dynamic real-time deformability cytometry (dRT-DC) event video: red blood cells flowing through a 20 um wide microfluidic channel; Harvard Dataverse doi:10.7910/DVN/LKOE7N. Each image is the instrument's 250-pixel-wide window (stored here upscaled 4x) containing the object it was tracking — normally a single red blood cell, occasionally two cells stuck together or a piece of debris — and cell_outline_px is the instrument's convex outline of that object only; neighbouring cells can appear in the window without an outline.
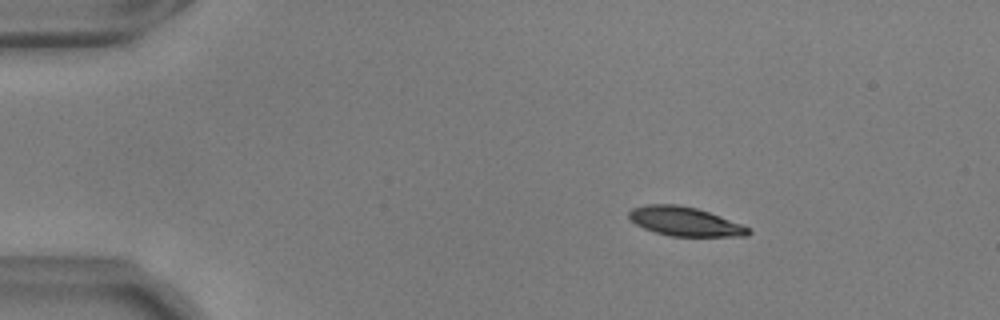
{"species": "common noctule bat (a hibernating species)", "species_latin": "Nyctalus noctula", "temperature_condition": "warm", "stored_images_in_passage": 47, "camera_frame_rate_fps": 3000, "um_per_image_px": 0.085, "animal": {"sex": "male", "body_mass_g": 17.9, "forearm_length_mm": 54.2}, "frame": {"image": 1, "passage_image": 1, "time_ms": 0.0, "image_size_px": [1000, 320], "cell_outline_px": [[752, 232], [748, 236], [672, 236], [656, 232], [644, 228], [628, 220], [628, 212], [632, 208], [648, 204], [676, 204], [696, 208], [720, 216], [740, 224], [748, 228]], "centroid_in_image_um": [58.17, 18.82], "position_along_channel_um": 26.8, "area_um2": 20.06}}
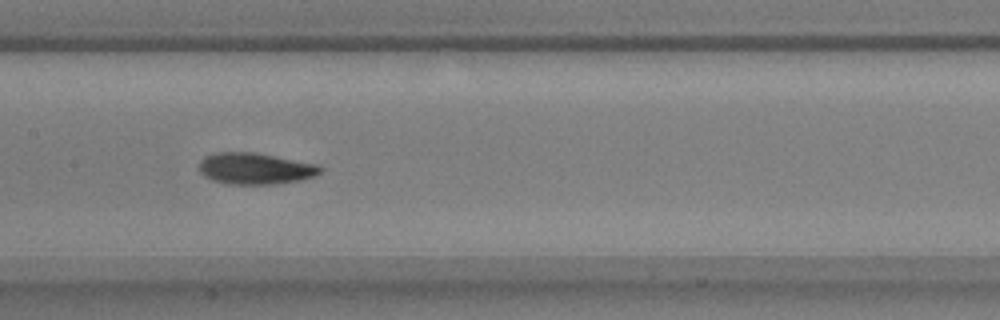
{"frame": {"image": 2, "passage_image": 20, "time_ms": 6.333, "image_size_px": [1000, 320], "cell_outline_px": [[324, 168], [316, 176], [300, 180], [272, 184], [224, 184], [212, 180], [204, 176], [200, 172], [200, 160], [204, 156], [216, 152], [252, 152], [320, 164]], "centroid_in_image_um": [21.7, 14.33], "position_along_channel_um": 185.7, "area_um2": 22.37}}
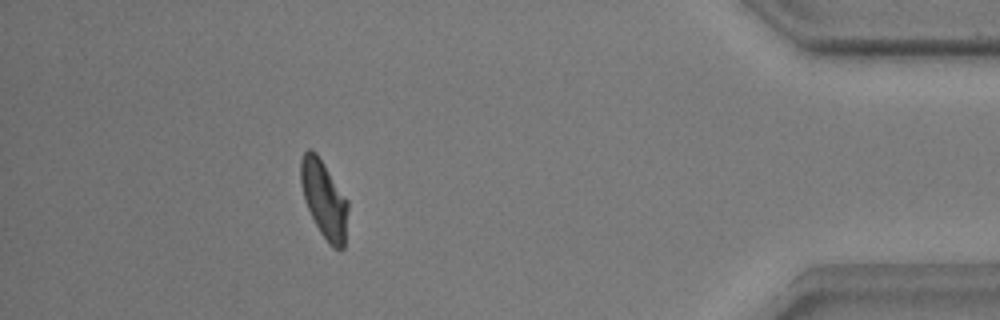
{"frame": {"image": 3, "passage_image": 42, "time_ms": 13.667, "image_size_px": [1000, 320], "cell_outline_px": [[348, 208], [344, 248], [340, 252], [332, 248], [328, 244], [320, 232], [304, 200], [300, 184], [300, 160], [304, 152], [308, 148], [312, 148], [316, 152], [348, 200]], "centroid_in_image_um": [27.54, 16.95], "position_along_channel_um": 407.7, "area_um2": 21.5}, "authors_computed_cell_mechanics": {"area_um2": 21.7906, "velocity_mm_per_s": 3.6563, "shape_relaxation_time_tau1_ms": 3.6494, "shape_relaxation_time_tau2_ms": 2.3112, "deformation_change_tau1": 0.1519, "deformation_change_tau2": 0.0742}}